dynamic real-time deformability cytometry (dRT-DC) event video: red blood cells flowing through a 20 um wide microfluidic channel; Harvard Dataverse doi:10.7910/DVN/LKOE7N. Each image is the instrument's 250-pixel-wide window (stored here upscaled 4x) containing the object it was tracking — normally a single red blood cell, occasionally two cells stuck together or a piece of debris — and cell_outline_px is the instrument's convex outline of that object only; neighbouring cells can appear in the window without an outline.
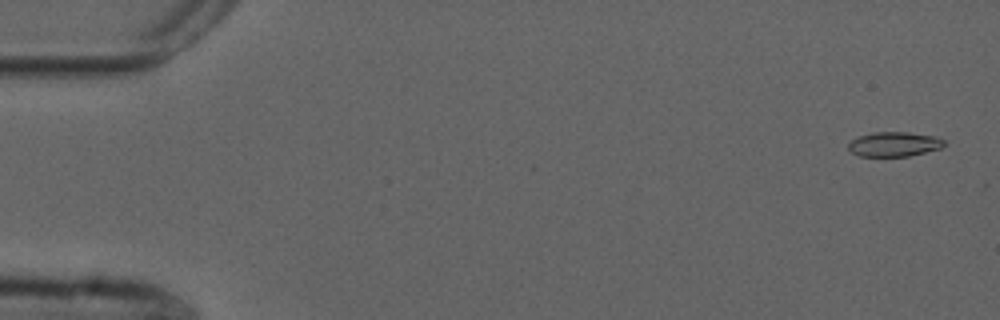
{"species": "common noctule bat (a hibernating species)", "species_latin": "Nyctalus noctula", "temperature_condition": "cold", "stored_images_in_passage": 54, "camera_frame_rate_fps": 3000, "um_per_image_px": 0.085, "animal": {"sex": "male", "forearm_length_mm": 52.5}, "frame": {"image": 1, "passage_image": 2, "time_ms": 0.333, "image_size_px": [1000, 320], "cell_outline_px": [[944, 144], [940, 148], [908, 156], [860, 156], [852, 152], [848, 148], [848, 144], [852, 140], [860, 136], [872, 132], [908, 132], [936, 136], [944, 140]], "centroid_in_image_um": [76.0, 12.25], "position_along_channel_um": 9.0, "area_um2": 13.58}}
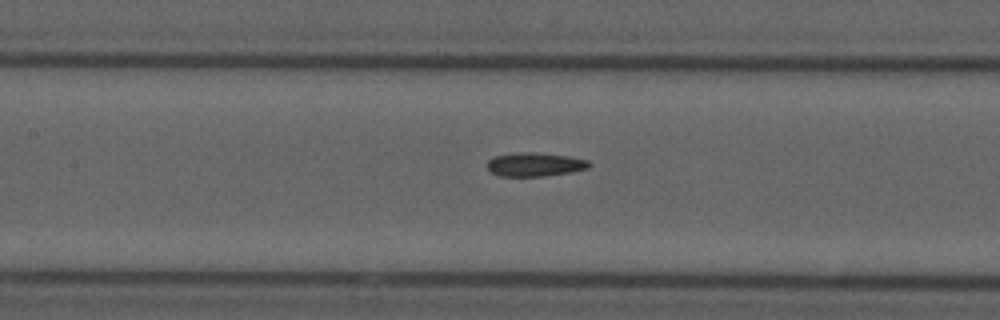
{"frame": {"image": 2, "passage_image": 25, "time_ms": 8.0, "image_size_px": [1000, 320], "cell_outline_px": [[592, 164], [588, 168], [568, 172], [544, 176], [500, 176], [492, 172], [488, 168], [488, 160], [496, 156], [520, 152], [528, 152], [568, 156], [588, 160]], "centroid_in_image_um": [45.48, 13.98], "position_along_channel_um": 161.9, "area_um2": 13.81}}
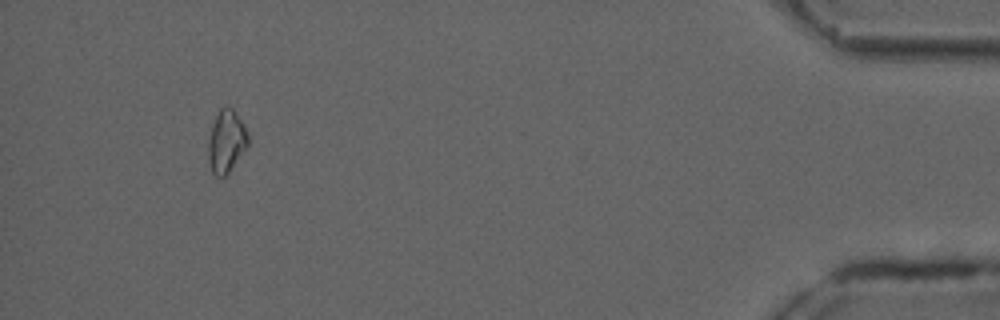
{"frame": {"image": 3, "passage_image": 51, "time_ms": 16.667, "image_size_px": [1000, 320], "cell_outline_px": [[248, 144], [228, 172], [224, 176], [216, 176], [212, 172], [208, 156], [208, 140], [212, 124], [220, 108], [228, 104], [232, 108], [244, 124], [248, 136]], "centroid_in_image_um": [19.22, 11.97], "position_along_channel_um": 416.0, "area_um2": 14.28}, "authors_computed_cell_mechanics": {"area_um2": 14.0454, "velocity_mm_per_s": 3.7553, "shape_relaxation_time_tau1_ms": null, "shape_relaxation_time_tau2_ms": 5.5808, "deformation_change_tau1": null, "deformation_change_tau2": 0.1534}}